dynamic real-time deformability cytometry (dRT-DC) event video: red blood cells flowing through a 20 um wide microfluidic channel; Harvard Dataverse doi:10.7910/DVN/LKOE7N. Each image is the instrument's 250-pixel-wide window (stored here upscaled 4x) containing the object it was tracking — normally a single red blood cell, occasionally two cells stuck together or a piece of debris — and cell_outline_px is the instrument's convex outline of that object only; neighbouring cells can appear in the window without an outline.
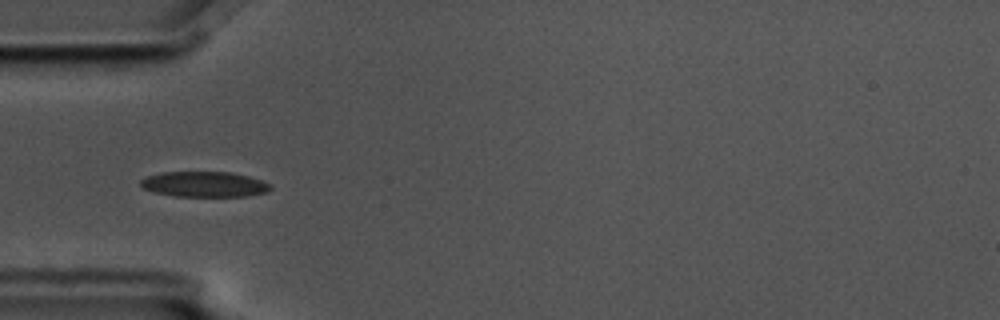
{"species": "common noctule bat (a hibernating species)", "species_latin": "Nyctalus noctula", "temperature_condition": "cold", "stored_images_in_passage": 8, "camera_frame_rate_fps": 3000, "um_per_image_px": 0.085, "animal": {"sex": "male", "body_mass_g": 17.5, "forearm_length_mm": 52.3}, "frame": {"image": 1, "passage_image": 7, "time_ms": 2.0, "image_size_px": [1000, 320], "cell_outline_px": [[272, 188], [268, 192], [244, 196], [172, 196], [152, 192], [144, 188], [140, 184], [140, 180], [148, 176], [160, 172], [232, 172], [248, 176], [272, 184]], "centroid_in_image_um": [17.37, 15.66], "position_along_channel_um": 67.6, "area_um2": 19.31}}